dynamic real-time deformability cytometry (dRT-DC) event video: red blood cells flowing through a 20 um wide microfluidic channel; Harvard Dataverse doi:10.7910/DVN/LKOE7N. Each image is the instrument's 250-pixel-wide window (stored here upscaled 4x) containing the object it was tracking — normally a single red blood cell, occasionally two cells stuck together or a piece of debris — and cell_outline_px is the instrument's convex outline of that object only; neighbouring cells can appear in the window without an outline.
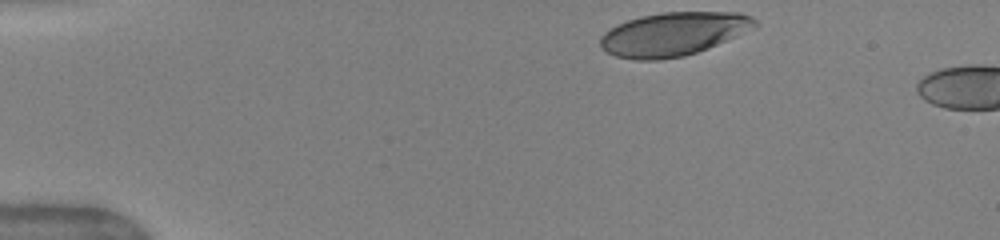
{"species": "human", "species_latin": "Homo sapiens", "temperature_condition": "warm", "stored_images_in_passage": 4, "camera_frame_rate_fps": 3000, "um_per_image_px": 0.085, "donor": {"sex": "female"}, "frame": {"image": 1, "passage_image": 1, "time_ms": 0.0, "image_size_px": [1000, 240], "cell_outline_px": [[756, 28], [708, 48], [684, 56], [660, 60], [636, 60], [616, 56], [600, 48], [600, 36], [604, 32], [616, 24], [640, 16], [664, 12], [740, 12], [752, 16], [756, 20]], "centroid_in_image_um": [57.23, 2.89], "position_along_channel_um": 27.8, "area_um2": 39.42}}